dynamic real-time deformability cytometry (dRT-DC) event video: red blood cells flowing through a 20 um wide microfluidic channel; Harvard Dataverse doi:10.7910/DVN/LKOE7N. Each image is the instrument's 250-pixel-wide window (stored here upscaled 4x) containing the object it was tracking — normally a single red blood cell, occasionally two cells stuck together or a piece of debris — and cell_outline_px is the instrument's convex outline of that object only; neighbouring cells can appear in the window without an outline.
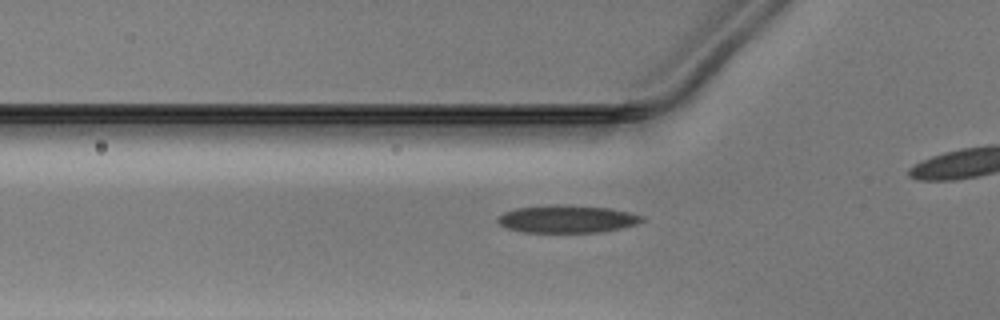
{"species": "Egyptian fruit bat (a non-hibernating species)", "species_latin": "Rousettus aegyptiacus", "temperature_condition": "warm", "stored_images_in_passage": 33, "camera_frame_rate_fps": 3000, "um_per_image_px": 0.085, "animal": {"sex": "male"}, "frame": {"image": 1, "passage_image": 8, "time_ms": 2.333, "image_size_px": [1000, 320], "cell_outline_px": [[644, 220], [636, 224], [620, 228], [600, 232], [524, 232], [504, 228], [496, 220], [496, 216], [504, 212], [516, 208], [556, 204], [612, 208], [644, 216]], "centroid_in_image_um": [48.16, 18.61], "position_along_channel_um": 77.6, "area_um2": 23.29}}
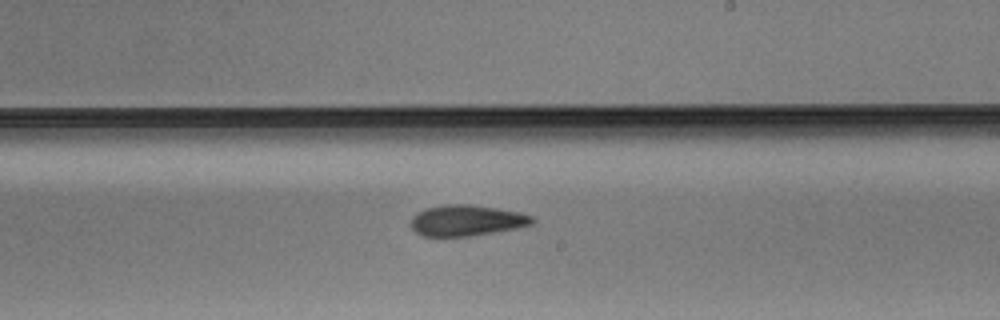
{"frame": {"image": 2, "passage_image": 21, "time_ms": 6.667, "image_size_px": [1000, 320], "cell_outline_px": [[536, 220], [532, 224], [516, 228], [472, 236], [420, 236], [412, 228], [412, 216], [416, 212], [424, 208], [444, 204], [468, 204], [496, 208], [520, 212], [532, 216]], "centroid_in_image_um": [39.65, 18.73], "position_along_channel_um": 249.4, "area_um2": 21.96}}
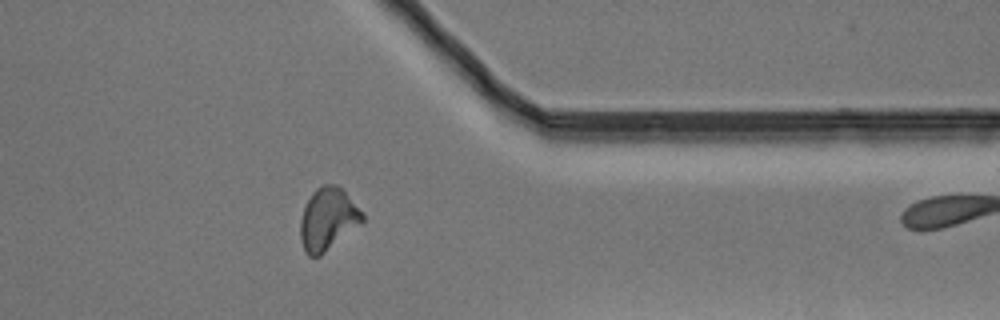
{"frame": {"image": 3, "passage_image": 32, "time_ms": 10.333, "image_size_px": [1000, 320], "cell_outline_px": [[364, 220], [360, 224], [320, 256], [308, 256], [304, 252], [300, 240], [300, 220], [304, 208], [312, 192], [320, 184], [336, 184], [344, 192], [364, 216]], "centroid_in_image_um": [27.82, 18.64], "position_along_channel_um": 383.6, "area_um2": 22.2}}